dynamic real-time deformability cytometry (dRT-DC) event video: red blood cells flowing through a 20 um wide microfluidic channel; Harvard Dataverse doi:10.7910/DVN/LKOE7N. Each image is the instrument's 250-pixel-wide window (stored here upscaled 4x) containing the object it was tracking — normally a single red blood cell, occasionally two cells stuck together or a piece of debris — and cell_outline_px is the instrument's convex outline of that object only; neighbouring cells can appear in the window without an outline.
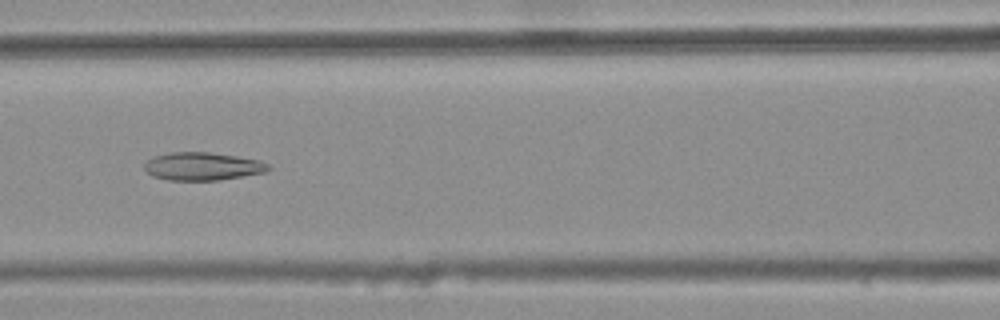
{"species": "common noctule bat (a hibernating species)", "species_latin": "Nyctalus noctula", "temperature_condition": "warm", "stored_images_in_passage": 40, "camera_frame_rate_fps": 3000, "um_per_image_px": 0.085, "animal": {"sex": "female", "body_mass_g": 25.1}, "frame": {"image": 1, "passage_image": 19, "time_ms": 6.0, "image_size_px": [1000, 320], "cell_outline_px": [[272, 168], [264, 172], [216, 180], [168, 180], [152, 176], [144, 168], [144, 164], [148, 160], [156, 156], [172, 152], [208, 152], [236, 156], [260, 160], [268, 164]], "centroid_in_image_um": [17.21, 14.13], "position_along_channel_um": 149.4, "area_um2": 19.94}}
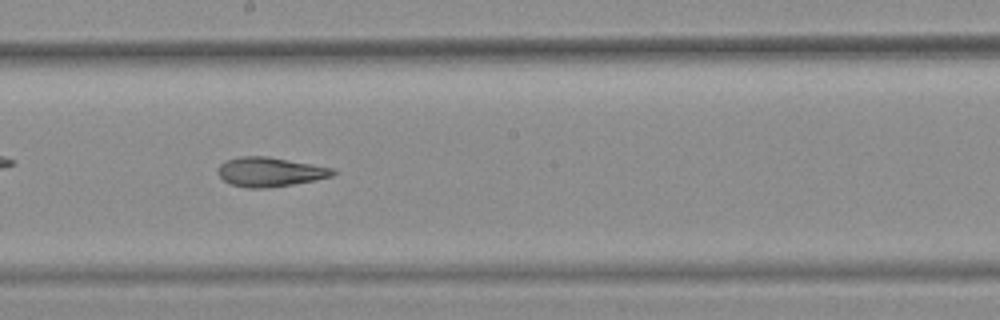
{"frame": {"image": 2, "passage_image": 25, "time_ms": 8.0, "image_size_px": [1000, 320], "cell_outline_px": [[336, 172], [332, 176], [316, 180], [268, 188], [248, 188], [232, 184], [224, 180], [220, 176], [220, 164], [228, 160], [240, 156], [268, 156], [332, 168]], "centroid_in_image_um": [22.97, 14.61], "position_along_channel_um": 225.2, "area_um2": 19.31}}
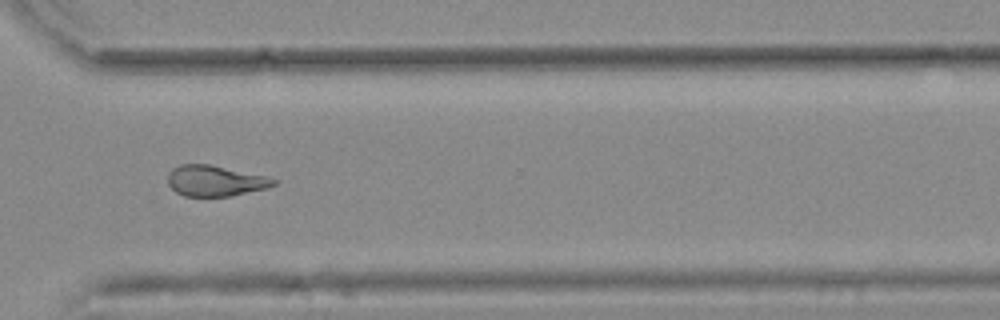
{"frame": {"image": 3, "passage_image": 35, "time_ms": 11.333, "image_size_px": [1000, 320], "cell_outline_px": [[280, 180], [276, 184], [268, 188], [228, 196], [184, 196], [176, 192], [168, 184], [168, 172], [172, 168], [180, 164], [208, 164], [268, 176]], "centroid_in_image_um": [18.31, 15.36], "position_along_channel_um": 352.3, "area_um2": 19.07}, "authors_computed_cell_mechanics": {"area_um2": 19.9988, "velocity_mm_per_s": 3.8013, "shape_relaxation_time_tau1_ms": null, "shape_relaxation_time_tau2_ms": 4.4686, "deformation_change_tau1": null, "deformation_change_tau2": 0.1405}}